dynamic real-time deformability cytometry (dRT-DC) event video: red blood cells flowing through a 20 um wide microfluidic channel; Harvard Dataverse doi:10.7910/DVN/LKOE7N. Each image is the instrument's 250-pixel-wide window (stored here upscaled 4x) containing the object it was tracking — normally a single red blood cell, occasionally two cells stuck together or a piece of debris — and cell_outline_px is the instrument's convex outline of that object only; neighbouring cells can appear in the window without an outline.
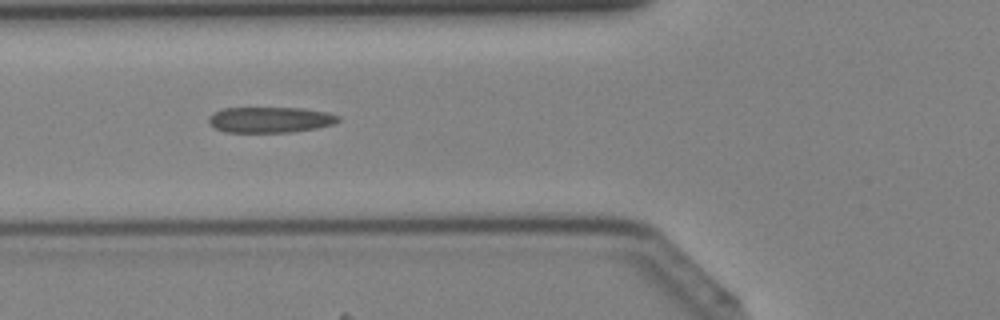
{"species": "Egyptian fruit bat (a non-hibernating species)", "species_latin": "Rousettus aegyptiacus", "temperature_condition": "cold", "stored_images_in_passage": 42, "camera_frame_rate_fps": 3000, "um_per_image_px": 0.085, "animal": {"sex": "female"}, "frame": {"image": 1, "passage_image": 16, "time_ms": 5.0, "image_size_px": [1000, 320], "cell_outline_px": [[340, 120], [336, 124], [316, 128], [292, 132], [228, 132], [216, 128], [208, 120], [208, 116], [212, 112], [224, 108], [304, 108], [328, 112], [340, 116]], "centroid_in_image_um": [23.01, 10.17], "position_along_channel_um": 102.8, "area_um2": 19.54}}
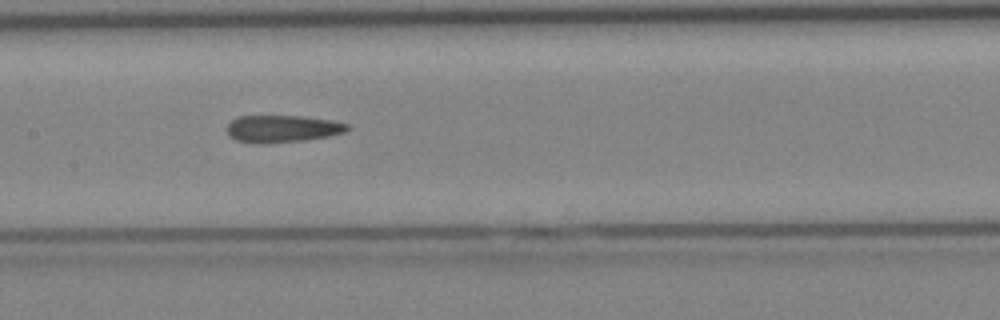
{"frame": {"image": 2, "passage_image": 21, "time_ms": 6.667, "image_size_px": [1000, 320], "cell_outline_px": [[352, 128], [344, 132], [328, 136], [304, 140], [264, 144], [252, 144], [236, 140], [228, 136], [228, 124], [232, 120], [240, 116], [300, 116], [332, 120], [348, 124]], "centroid_in_image_um": [23.99, 10.95], "position_along_channel_um": 183.4, "area_um2": 19.19}}
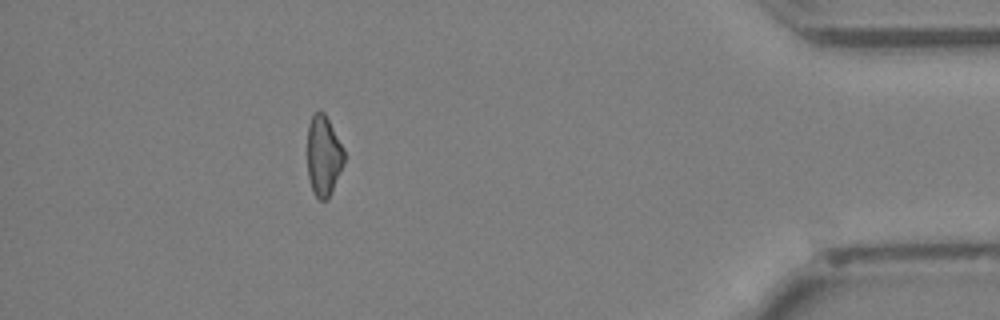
{"frame": {"image": 3, "passage_image": 38, "time_ms": 12.333, "image_size_px": [1000, 320], "cell_outline_px": [[344, 164], [328, 200], [320, 200], [312, 192], [308, 176], [308, 124], [312, 112], [324, 112], [344, 148]], "centroid_in_image_um": [27.5, 13.25], "position_along_channel_um": 407.7, "area_um2": 17.34}}